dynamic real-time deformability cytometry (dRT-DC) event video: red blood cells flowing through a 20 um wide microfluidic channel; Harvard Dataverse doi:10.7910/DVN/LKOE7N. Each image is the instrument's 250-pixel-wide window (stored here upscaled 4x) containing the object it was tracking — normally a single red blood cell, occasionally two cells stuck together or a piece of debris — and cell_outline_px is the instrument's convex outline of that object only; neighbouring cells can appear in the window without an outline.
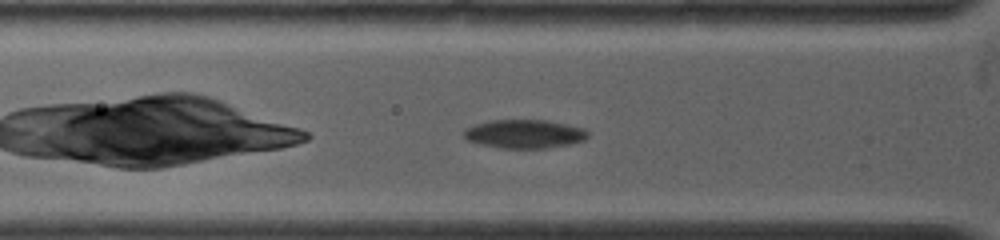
{"species": "common noctule bat (a hibernating species)", "species_latin": "Nyctalus noctula", "temperature_condition": "warm", "stored_images_in_passage": 6, "camera_frame_rate_fps": 4500, "um_per_image_px": 0.085, "animal": {"sex": "female", "body_mass_g": 19.0, "forearm_length_mm": 53.3}, "frame": {"image": 1, "passage_image": 4, "time_ms": 0.889, "image_size_px": [1000, 240], "cell_outline_px": [[588, 136], [584, 140], [572, 144], [544, 148], [500, 148], [480, 144], [468, 140], [464, 136], [464, 128], [488, 120], [548, 120], [568, 124], [584, 128], [588, 132]], "centroid_in_image_um": [44.59, 11.38], "position_along_channel_um": 81.2, "area_um2": 20.81}}